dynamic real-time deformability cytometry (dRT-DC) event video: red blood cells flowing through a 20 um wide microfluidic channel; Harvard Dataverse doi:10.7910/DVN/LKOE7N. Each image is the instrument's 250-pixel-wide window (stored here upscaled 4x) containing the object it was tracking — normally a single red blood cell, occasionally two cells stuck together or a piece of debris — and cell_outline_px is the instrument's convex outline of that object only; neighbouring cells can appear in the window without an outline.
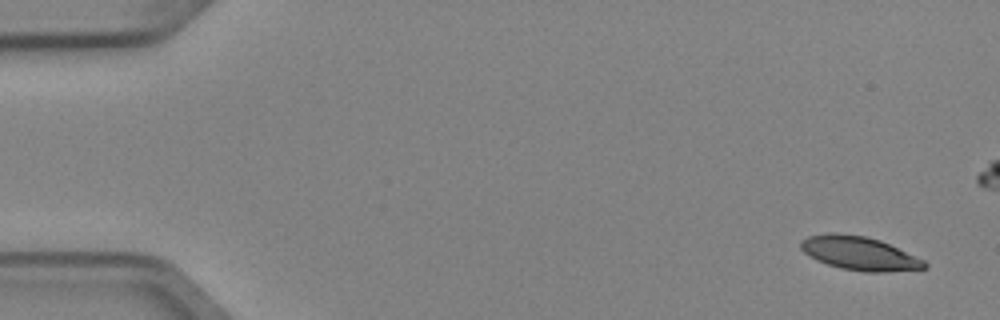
{"species": "Egyptian fruit bat (a non-hibernating species)", "species_latin": "Rousettus aegyptiacus", "temperature_condition": "cold", "stored_images_in_passage": 5, "camera_frame_rate_fps": 3000, "um_per_image_px": 0.085, "animal": {"sex": "female"}, "frame": {"image": 1, "passage_image": 1, "time_ms": 0.0, "image_size_px": [1000, 320], "cell_outline_px": [[928, 268], [884, 272], [864, 272], [840, 268], [816, 260], [808, 256], [800, 248], [800, 240], [808, 236], [832, 232], [836, 232], [864, 236], [880, 240], [924, 260], [928, 264]], "centroid_in_image_um": [73.02, 21.53], "position_along_channel_um": 12.0, "area_um2": 24.28}}